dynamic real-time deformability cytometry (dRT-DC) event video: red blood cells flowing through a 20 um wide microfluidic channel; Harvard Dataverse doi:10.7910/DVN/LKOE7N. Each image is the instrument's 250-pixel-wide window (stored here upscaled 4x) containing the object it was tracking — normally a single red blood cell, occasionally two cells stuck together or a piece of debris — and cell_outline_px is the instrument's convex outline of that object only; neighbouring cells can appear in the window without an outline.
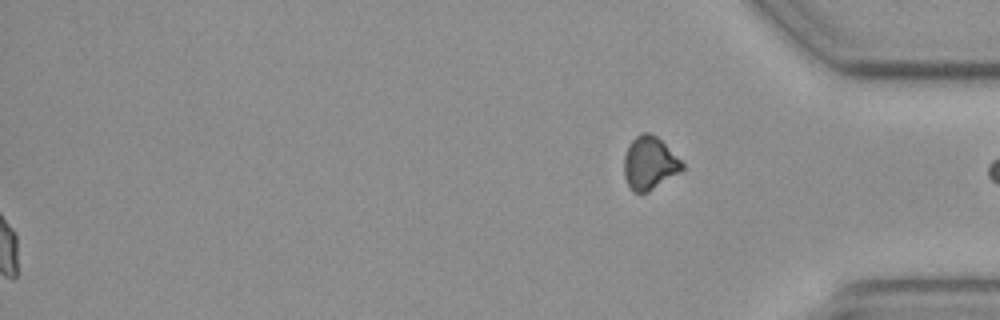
{"species": "common noctule bat (a hibernating species)", "species_latin": "Nyctalus noctula", "temperature_condition": "cold", "stored_images_in_passage": 42, "segment_of_instrument_passage": [2, 2], "camera_frame_rate_fps": 3000, "um_per_image_px": 0.085, "animal": {"sex": "female", "body_mass_g": 19.3, "forearm_length_mm": 54.1}, "frame": {"image": 1, "passage_image": 42, "time_ms": 13.667, "image_size_px": [1000, 320], "cell_outline_px": [[684, 168], [680, 172], [648, 192], [632, 192], [624, 176], [624, 156], [628, 144], [640, 132], [648, 132], [656, 136], [684, 164]], "centroid_in_image_um": [55.18, 13.87], "position_along_channel_um": 380.0, "area_um2": 17.8}}